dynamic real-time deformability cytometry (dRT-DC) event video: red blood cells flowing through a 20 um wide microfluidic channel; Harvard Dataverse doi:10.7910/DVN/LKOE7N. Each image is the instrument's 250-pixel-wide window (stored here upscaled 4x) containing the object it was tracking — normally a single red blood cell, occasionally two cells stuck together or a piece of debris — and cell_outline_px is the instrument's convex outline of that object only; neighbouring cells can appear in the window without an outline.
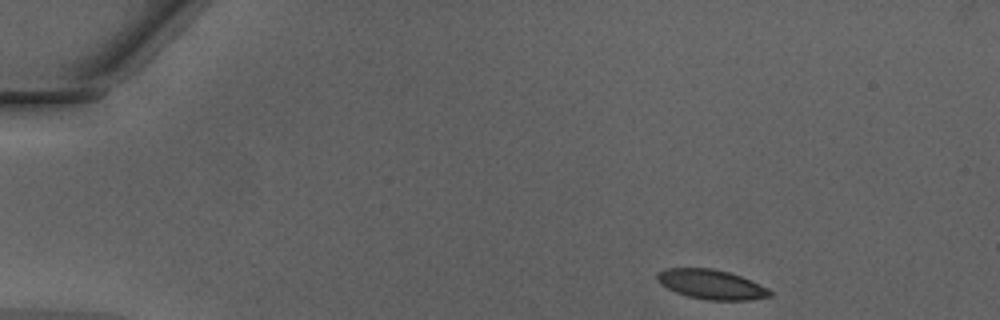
{"species": "Egyptian fruit bat (a non-hibernating species)", "species_latin": "Rousettus aegyptiacus", "temperature_condition": "warm", "stored_images_in_passage": 42, "camera_frame_rate_fps": 3000, "um_per_image_px": 0.085, "animal": {"sex": "male"}, "frame": {"image": 1, "passage_image": 1, "time_ms": 0.0, "image_size_px": [1000, 320], "cell_outline_px": [[772, 296], [748, 300], [708, 300], [688, 296], [676, 292], [660, 284], [656, 280], [656, 272], [664, 268], [712, 268], [728, 272], [740, 276], [760, 284], [768, 288], [772, 292]], "centroid_in_image_um": [60.43, 24.17], "position_along_channel_um": 24.6, "area_um2": 19.48}}
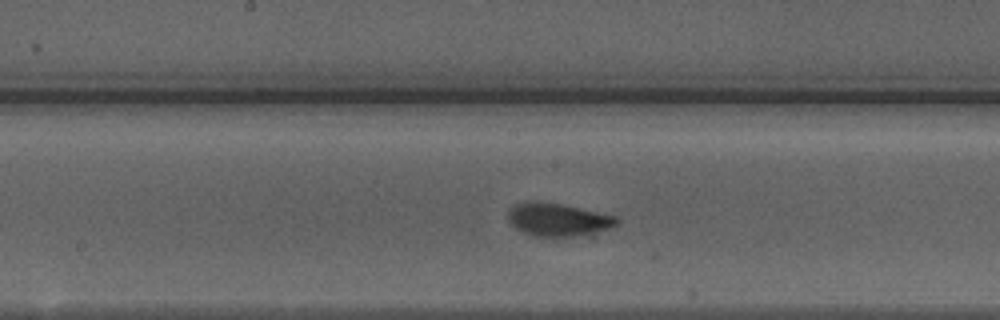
{"frame": {"image": 2, "passage_image": 20, "time_ms": 6.333, "image_size_px": [1000, 320], "cell_outline_px": [[620, 224], [592, 236], [552, 240], [532, 236], [516, 228], [508, 220], [508, 208], [516, 204], [528, 200], [536, 200], [560, 204], [616, 216], [620, 220]], "centroid_in_image_um": [47.47, 18.73], "position_along_channel_um": 200.7, "area_um2": 22.2}}
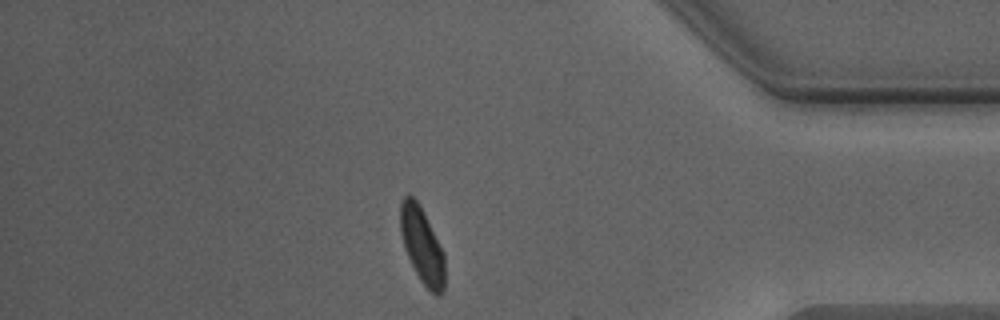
{"frame": {"image": 3, "passage_image": 36, "time_ms": 11.667, "image_size_px": [1000, 320], "cell_outline_px": [[444, 292], [440, 296], [436, 296], [420, 280], [404, 248], [400, 232], [400, 204], [404, 196], [408, 192], [416, 200], [444, 252]], "centroid_in_image_um": [35.86, 20.87], "position_along_channel_um": 399.3, "area_um2": 19.36}, "authors_computed_cell_mechanics": {"area_um2": 19.9699, "velocity_mm_per_s": 4.2747, "shape_relaxation_time_tau1_ms": 3.219, "shape_relaxation_time_tau2_ms": 0.6148, "deformation_change_tau1": 0.1291, "deformation_change_tau2": 0.0532}}